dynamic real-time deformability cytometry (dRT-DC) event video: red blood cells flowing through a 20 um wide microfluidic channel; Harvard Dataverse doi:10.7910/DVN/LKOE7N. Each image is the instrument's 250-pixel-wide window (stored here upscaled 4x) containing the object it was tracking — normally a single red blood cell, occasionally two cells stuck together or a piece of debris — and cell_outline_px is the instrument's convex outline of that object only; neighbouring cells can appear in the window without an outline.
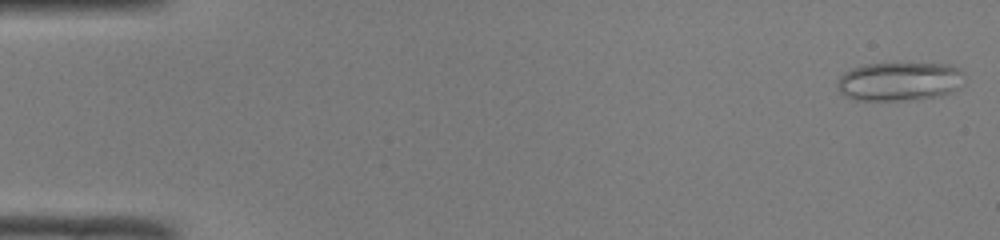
{"species": "common noctule bat (a hibernating species)", "species_latin": "Nyctalus noctula", "temperature_condition": "room temperature", "stored_images_in_passage": 49, "camera_frame_rate_fps": 3000, "um_per_image_px": 0.085, "animal": {"sex": "male", "body_mass_g": 19.0, "forearm_length_mm": 50.8}, "frame": {"image": 1, "passage_image": 1, "time_ms": 0.0, "image_size_px": [1000, 240], "cell_outline_px": [[964, 72], [956, 88], [940, 96], [900, 100], [856, 100], [844, 96], [836, 88], [836, 84], [840, 76], [844, 72], [852, 68], [868, 64], [948, 64], [960, 68]], "centroid_in_image_um": [76.38, 6.92], "position_along_channel_um": 8.6, "area_um2": 28.32}}
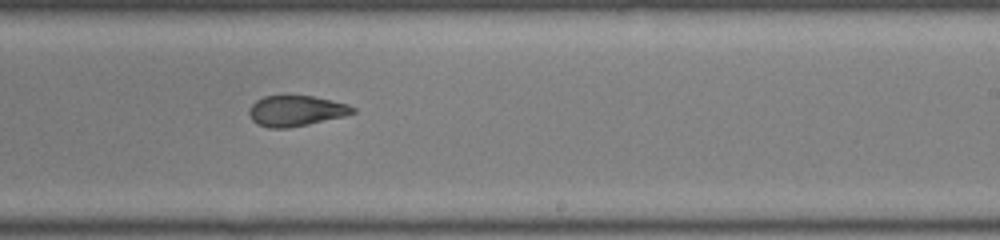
{"frame": {"image": 2, "passage_image": 30, "time_ms": 9.667, "image_size_px": [1000, 240], "cell_outline_px": [[356, 112], [344, 116], [308, 124], [288, 128], [268, 128], [256, 124], [252, 120], [248, 112], [248, 108], [256, 100], [264, 96], [312, 96], [332, 100], [348, 104], [356, 108]], "centroid_in_image_um": [25.14, 9.42], "position_along_channel_um": 263.9, "area_um2": 18.55}}
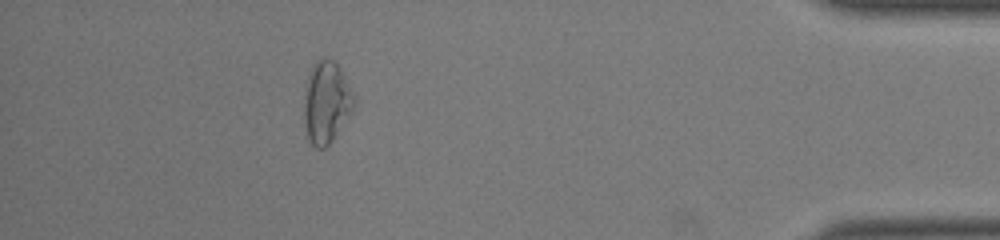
{"frame": {"image": 3, "passage_image": 44, "time_ms": 14.333, "image_size_px": [1000, 240], "cell_outline_px": [[356, 100], [352, 108], [332, 140], [324, 148], [316, 148], [308, 140], [304, 120], [304, 96], [308, 72], [316, 60], [332, 60], [340, 68]], "centroid_in_image_um": [27.7, 8.69], "position_along_channel_um": 407.5, "area_um2": 23.29}, "authors_computed_cell_mechanics": {"area_um2": 21.097, "velocity_mm_per_s": 4.1261, "shape_relaxation_time_tau1_ms": null, "shape_relaxation_time_tau2_ms": 1.9172, "deformation_change_tau1": null, "deformation_change_tau2": 0.0819}}